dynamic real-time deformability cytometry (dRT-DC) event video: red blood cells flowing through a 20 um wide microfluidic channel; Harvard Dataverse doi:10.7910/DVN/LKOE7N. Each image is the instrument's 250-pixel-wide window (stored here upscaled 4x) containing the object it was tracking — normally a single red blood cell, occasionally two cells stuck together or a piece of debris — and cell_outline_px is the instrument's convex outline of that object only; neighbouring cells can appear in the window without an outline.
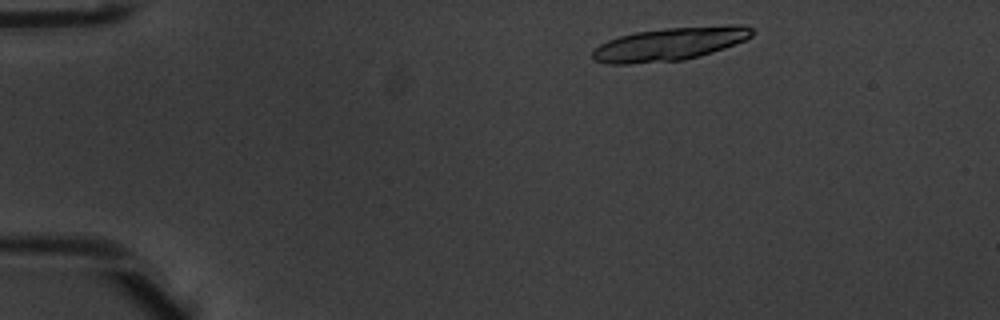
{"species": "common noctule bat (a hibernating species)", "species_latin": "Nyctalus noctula", "temperature_condition": "warm", "stored_images_in_passage": 4, "camera_frame_rate_fps": 3000, "um_per_image_px": 0.085, "animal": {"sex": "male", "body_mass_g": 20.1, "forearm_length_mm": 53.5}, "frame": {"image": 1, "passage_image": 2, "time_ms": 0.333, "image_size_px": [1000, 320], "cell_outline_px": [[756, 32], [752, 36], [744, 40], [724, 48], [700, 56], [684, 60], [632, 64], [608, 64], [592, 60], [592, 52], [600, 44], [608, 40], [620, 36], [636, 32], [668, 28], [728, 24], [744, 24], [752, 28]], "centroid_in_image_um": [56.96, 3.73], "position_along_channel_um": 28.0, "area_um2": 31.04}}